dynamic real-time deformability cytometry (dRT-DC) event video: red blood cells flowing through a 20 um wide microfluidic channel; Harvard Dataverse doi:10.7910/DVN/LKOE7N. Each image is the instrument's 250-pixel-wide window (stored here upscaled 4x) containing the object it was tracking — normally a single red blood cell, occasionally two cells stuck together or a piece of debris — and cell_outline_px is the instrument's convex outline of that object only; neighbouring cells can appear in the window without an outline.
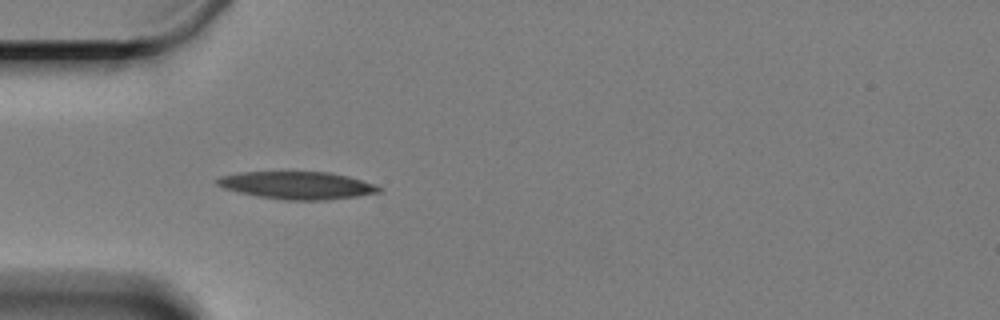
{"species": "Egyptian fruit bat (a non-hibernating species)", "species_latin": "Rousettus aegyptiacus", "temperature_condition": "cold", "stored_images_in_passage": 8, "camera_frame_rate_fps": 3000, "um_per_image_px": 0.085, "animal": {"sex": "female"}, "frame": {"image": 1, "passage_image": 1, "time_ms": 0.0, "image_size_px": [1000, 320], "cell_outline_px": [[380, 192], [356, 196], [328, 200], [284, 200], [260, 196], [240, 192], [224, 188], [216, 184], [216, 180], [220, 176], [236, 172], [332, 172], [348, 176], [372, 184], [380, 188]], "centroid_in_image_um": [25.22, 15.75], "position_along_channel_um": 59.8, "area_um2": 25.72}}
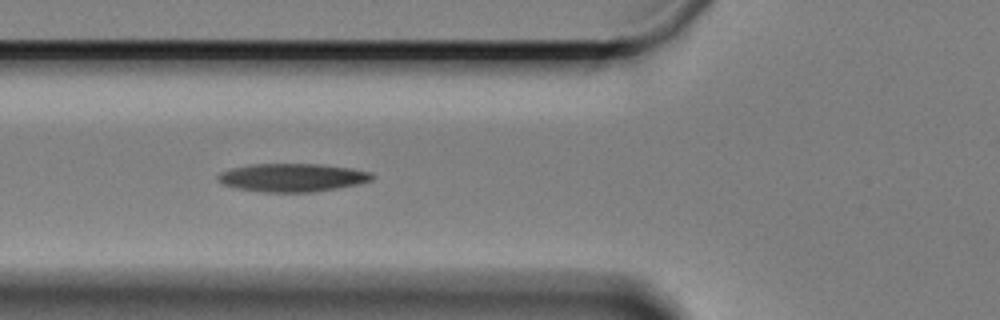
{"frame": {"image": 2, "passage_image": 5, "time_ms": 1.333, "image_size_px": [1000, 320], "cell_outline_px": [[376, 176], [372, 180], [356, 184], [336, 188], [312, 192], [260, 192], [240, 188], [224, 184], [216, 180], [216, 176], [220, 172], [232, 168], [248, 164], [320, 164], [352, 168], [372, 172]], "centroid_in_image_um": [24.85, 15.08], "position_along_channel_um": 100.9, "area_um2": 25.37}}